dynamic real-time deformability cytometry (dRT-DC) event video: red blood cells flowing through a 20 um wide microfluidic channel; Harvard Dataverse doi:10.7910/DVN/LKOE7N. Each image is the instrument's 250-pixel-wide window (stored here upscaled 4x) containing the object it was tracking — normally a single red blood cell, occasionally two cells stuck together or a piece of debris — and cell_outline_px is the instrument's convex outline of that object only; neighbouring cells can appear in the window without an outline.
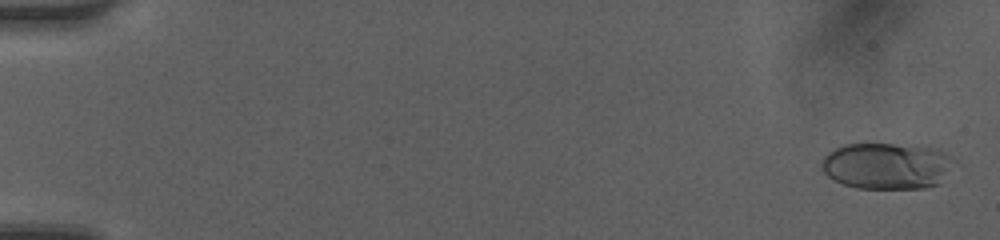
{"species": "human", "species_latin": "Homo sapiens", "temperature_condition": "room temperature", "stored_images_in_passage": 50, "camera_frame_rate_fps": 3000, "um_per_image_px": 0.085, "donor": {"sex": "female"}, "frame": {"image": 1, "passage_image": 2, "time_ms": 0.333, "image_size_px": [1000, 240], "cell_outline_px": [[952, 156], [936, 184], [928, 188], [856, 188], [832, 180], [820, 168], [820, 164], [824, 156], [828, 152], [844, 144], [892, 144], [936, 148], [948, 152]], "centroid_in_image_um": [75.25, 14.09], "position_along_channel_um": 9.7, "area_um2": 35.2}}
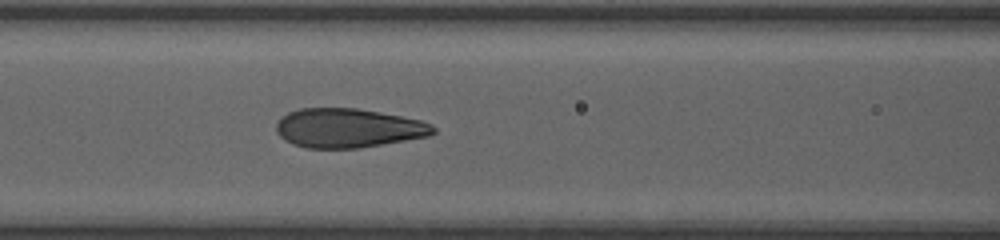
{"frame": {"image": 2, "passage_image": 23, "time_ms": 7.333, "image_size_px": [1000, 240], "cell_outline_px": [[436, 132], [428, 136], [356, 148], [308, 148], [292, 144], [284, 140], [276, 132], [276, 124], [288, 112], [300, 108], [356, 108], [380, 112], [420, 120], [432, 124], [436, 128]], "centroid_in_image_um": [29.58, 10.88], "position_along_channel_um": 137.0, "area_um2": 35.6}}
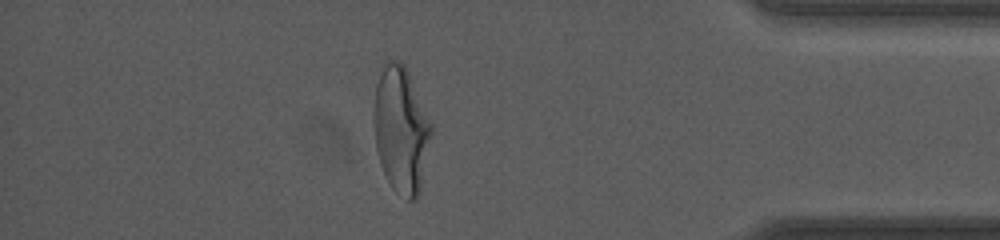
{"frame": {"image": 3, "passage_image": 44, "time_ms": 14.333, "image_size_px": [1000, 240], "cell_outline_px": [[432, 136], [420, 192], [416, 200], [408, 200], [396, 192], [392, 188], [380, 164], [376, 148], [372, 120], [372, 112], [376, 84], [384, 64], [388, 60], [396, 60], [404, 64], [432, 124]], "centroid_in_image_um": [34.08, 11.05], "position_along_channel_um": 401.1, "area_um2": 42.6}, "authors_computed_cell_mechanics": {"area_um2": 36.1539, "velocity_mm_per_s": 4.2172, "shape_relaxation_time_tau1_ms": 5.5663, "shape_relaxation_time_tau2_ms": null, "deformation_change_tau1": 0.2329, "deformation_change_tau2": null}}